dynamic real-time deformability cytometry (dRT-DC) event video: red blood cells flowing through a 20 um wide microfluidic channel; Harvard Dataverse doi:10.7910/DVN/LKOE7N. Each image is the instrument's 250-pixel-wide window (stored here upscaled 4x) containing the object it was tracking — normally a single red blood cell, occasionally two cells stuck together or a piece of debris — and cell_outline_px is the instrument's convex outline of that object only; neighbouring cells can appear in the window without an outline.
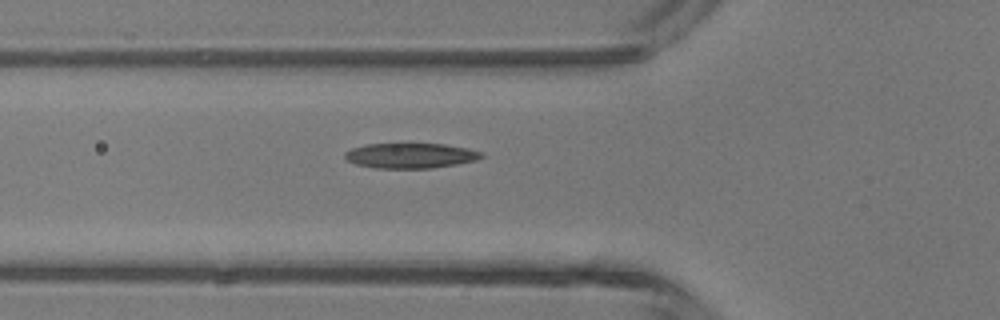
{"species": "common noctule bat (a hibernating species)", "species_latin": "Nyctalus noctula", "temperature_condition": "room temperature", "stored_images_in_passage": 6, "camera_frame_rate_fps": 3000, "um_per_image_px": 0.085, "animal": {"sex": "male", "body_mass_g": 13.3}, "frame": {"image": 1, "passage_image": 6, "time_ms": 1.667, "image_size_px": [1000, 320], "cell_outline_px": [[484, 156], [476, 160], [456, 164], [432, 168], [376, 168], [356, 164], [348, 160], [344, 156], [344, 152], [352, 148], [364, 144], [444, 144], [468, 148], [484, 152]], "centroid_in_image_um": [34.91, 13.22], "position_along_channel_um": 90.9, "area_um2": 20.0}}